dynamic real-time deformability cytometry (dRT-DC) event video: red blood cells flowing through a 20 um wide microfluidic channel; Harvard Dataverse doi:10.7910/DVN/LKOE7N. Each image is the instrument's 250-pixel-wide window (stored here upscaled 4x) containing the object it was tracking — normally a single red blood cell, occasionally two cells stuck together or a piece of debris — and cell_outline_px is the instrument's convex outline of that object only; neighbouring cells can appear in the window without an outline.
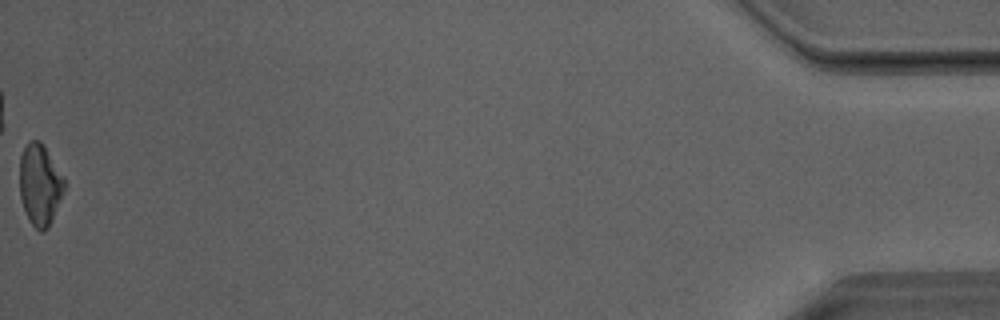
{"species": "Egyptian fruit bat (a non-hibernating species)", "species_latin": "Rousettus aegyptiacus", "temperature_condition": "room temperature", "stored_images_in_passage": 44, "camera_frame_rate_fps": 3000, "um_per_image_px": 0.085, "animal": {"sex": "male"}, "frame": {"image": 1, "passage_image": 44, "time_ms": 14.333, "image_size_px": [1000, 320], "cell_outline_px": [[64, 188], [52, 220], [48, 228], [44, 232], [40, 232], [28, 220], [20, 196], [20, 156], [24, 148], [32, 140], [40, 140], [44, 144], [64, 176]], "centroid_in_image_um": [3.39, 15.69], "position_along_channel_um": 431.8, "area_um2": 21.1}, "authors_computed_cell_mechanics": {"area_um2": 22.4842, "velocity_mm_per_s": 4.0723, "shape_relaxation_time_tau1_ms": 7.9332, "shape_relaxation_time_tau2_ms": 2.2639, "deformation_change_tau1": 0.1625, "deformation_change_tau2": 0.0902}}